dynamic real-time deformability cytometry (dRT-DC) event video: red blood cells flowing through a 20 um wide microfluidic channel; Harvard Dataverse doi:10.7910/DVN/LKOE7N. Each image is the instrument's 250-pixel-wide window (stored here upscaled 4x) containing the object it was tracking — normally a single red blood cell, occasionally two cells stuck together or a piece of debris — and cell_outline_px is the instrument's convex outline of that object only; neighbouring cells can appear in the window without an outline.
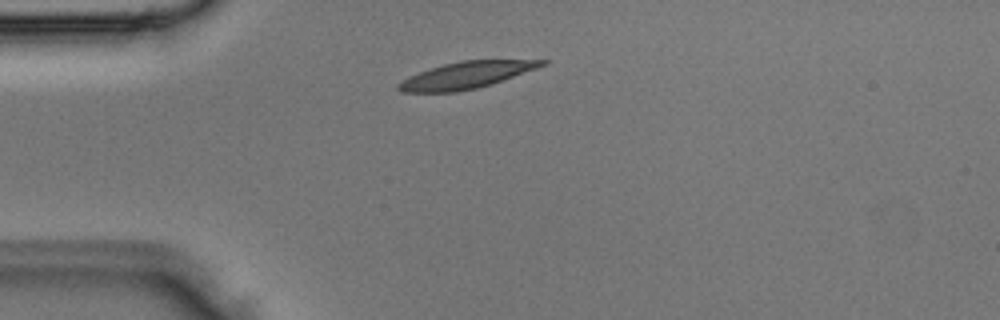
{"species": "Egyptian fruit bat (a non-hibernating species)", "species_latin": "Rousettus aegyptiacus", "temperature_condition": "room temperature", "stored_images_in_passage": 2, "camera_frame_rate_fps": 3000, "um_per_image_px": 0.085, "animal": {"sex": "male"}, "frame": {"image": 1, "passage_image": 2, "time_ms": 0.333, "image_size_px": [1000, 320], "cell_outline_px": [[548, 64], [492, 84], [476, 88], [456, 92], [404, 92], [396, 88], [396, 84], [408, 76], [444, 64], [460, 60], [548, 60]], "centroid_in_image_um": [39.62, 6.39], "position_along_channel_um": 45.4, "area_um2": 22.2}}